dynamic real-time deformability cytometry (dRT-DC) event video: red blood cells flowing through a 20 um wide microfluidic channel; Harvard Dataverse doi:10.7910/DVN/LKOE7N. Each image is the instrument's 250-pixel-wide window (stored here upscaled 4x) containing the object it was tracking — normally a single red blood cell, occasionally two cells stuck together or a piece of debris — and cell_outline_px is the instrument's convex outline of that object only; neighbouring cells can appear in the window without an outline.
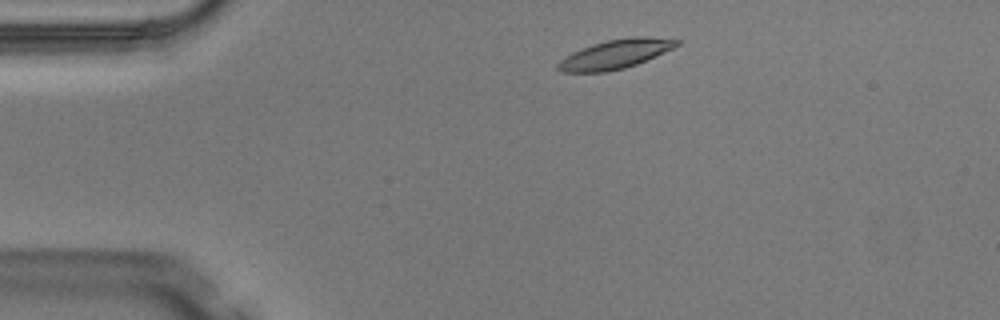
{"species": "Egyptian fruit bat (a non-hibernating species)", "species_latin": "Rousettus aegyptiacus", "temperature_condition": "warm", "stored_images_in_passage": 2, "camera_frame_rate_fps": 3000, "um_per_image_px": 0.085, "animal": {"sex": "male"}, "frame": {"image": 1, "passage_image": 1, "time_ms": 0.0, "image_size_px": [1000, 320], "cell_outline_px": [[680, 44], [664, 52], [636, 64], [624, 68], [604, 72], [560, 72], [556, 68], [556, 64], [564, 56], [572, 52], [592, 44], [608, 40], [632, 36], [648, 36], [680, 40]], "centroid_in_image_um": [52.26, 4.6], "position_along_channel_um": 32.7, "area_um2": 20.11}}